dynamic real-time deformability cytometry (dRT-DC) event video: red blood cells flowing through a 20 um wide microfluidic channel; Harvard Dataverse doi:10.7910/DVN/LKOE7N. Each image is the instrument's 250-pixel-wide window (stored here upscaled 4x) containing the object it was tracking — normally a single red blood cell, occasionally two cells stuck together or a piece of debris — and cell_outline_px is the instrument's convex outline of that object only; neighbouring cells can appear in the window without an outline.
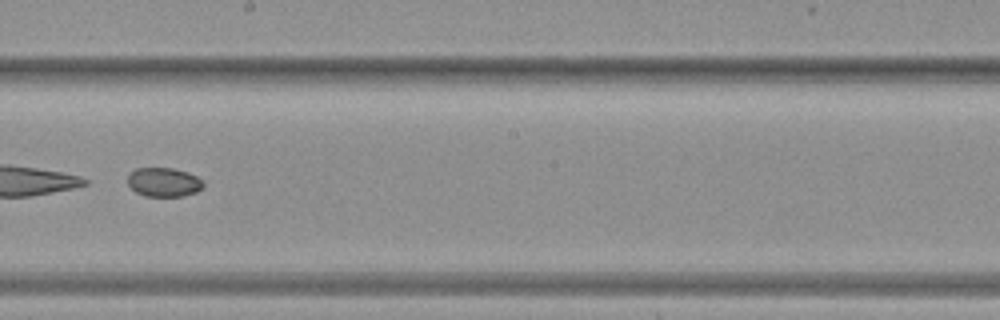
{"species": "common noctule bat (a hibernating species)", "species_latin": "Nyctalus noctula", "temperature_condition": "warm", "stored_images_in_passage": 29, "camera_frame_rate_fps": 3000, "um_per_image_px": 0.085, "animal": {"sex": "female", "body_mass_g": 19.3, "forearm_length_mm": 54.1}, "frame": {"image": 1, "passage_image": 13, "time_ms": 4.0, "image_size_px": [1000, 320], "cell_outline_px": [[204, 188], [196, 192], [184, 196], [144, 196], [136, 192], [128, 184], [128, 176], [136, 168], [172, 168], [188, 172], [196, 176], [204, 184]], "centroid_in_image_um": [13.94, 15.49], "position_along_channel_um": 234.3, "area_um2": 12.77}}